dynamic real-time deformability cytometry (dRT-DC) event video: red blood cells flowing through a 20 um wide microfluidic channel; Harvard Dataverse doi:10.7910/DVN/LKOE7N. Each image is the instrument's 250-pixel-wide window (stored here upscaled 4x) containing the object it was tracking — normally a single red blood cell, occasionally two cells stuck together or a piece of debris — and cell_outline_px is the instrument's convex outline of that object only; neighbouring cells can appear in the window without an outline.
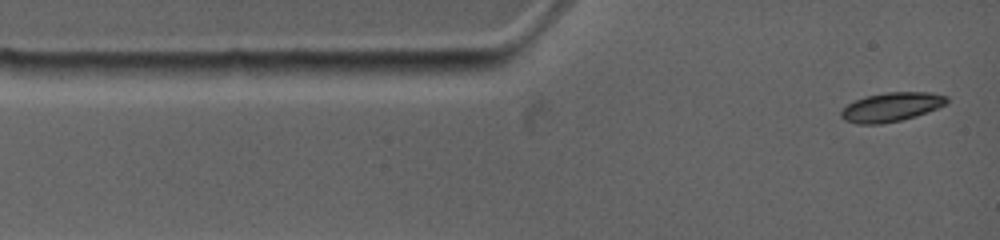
{"species": "common noctule bat (a hibernating species)", "species_latin": "Nyctalus noctula", "temperature_condition": "warm", "stored_images_in_passage": 11, "camera_frame_rate_fps": 4500, "um_per_image_px": 0.085, "animal": {"sex": "female", "body_mass_g": 19.0, "forearm_length_mm": 53.3}, "frame": {"image": 1, "passage_image": 1, "time_ms": 0.0, "image_size_px": [1000, 240], "cell_outline_px": [[948, 100], [944, 104], [936, 108], [900, 120], [872, 124], [864, 124], [848, 120], [844, 116], [844, 108], [848, 104], [856, 100], [868, 96], [888, 92], [924, 92], [944, 96]], "centroid_in_image_um": [75.78, 9.07], "position_along_channel_um": 9.2, "area_um2": 16.7}}
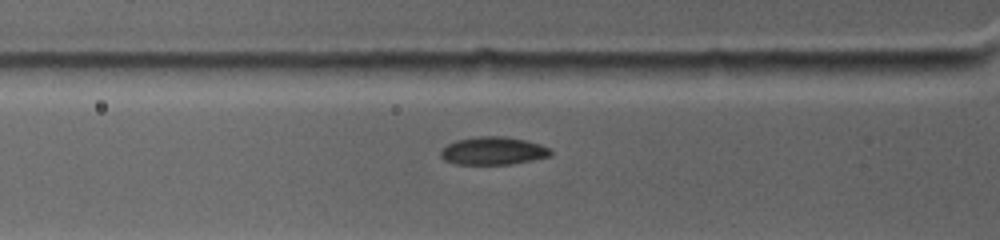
{"frame": {"image": 2, "passage_image": 8, "time_ms": 2.889, "image_size_px": [1000, 240], "cell_outline_px": [[552, 152], [548, 156], [508, 164], [456, 164], [440, 156], [440, 152], [448, 144], [456, 140], [480, 136], [504, 136], [524, 140], [548, 148]], "centroid_in_image_um": [41.86, 12.81], "position_along_channel_um": 83.9, "area_um2": 17.28}}
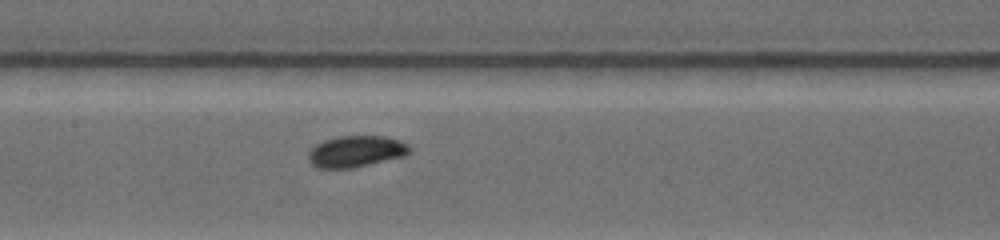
{"frame": {"image": 3, "passage_image": 11, "time_ms": 5.333, "image_size_px": [1000, 240], "cell_outline_px": [[408, 152], [404, 156], [352, 168], [320, 168], [312, 164], [308, 156], [312, 148], [316, 144], [340, 136], [384, 136], [396, 140], [404, 144], [408, 148]], "centroid_in_image_um": [30.22, 12.88], "position_along_channel_um": 177.2, "area_um2": 17.86}}